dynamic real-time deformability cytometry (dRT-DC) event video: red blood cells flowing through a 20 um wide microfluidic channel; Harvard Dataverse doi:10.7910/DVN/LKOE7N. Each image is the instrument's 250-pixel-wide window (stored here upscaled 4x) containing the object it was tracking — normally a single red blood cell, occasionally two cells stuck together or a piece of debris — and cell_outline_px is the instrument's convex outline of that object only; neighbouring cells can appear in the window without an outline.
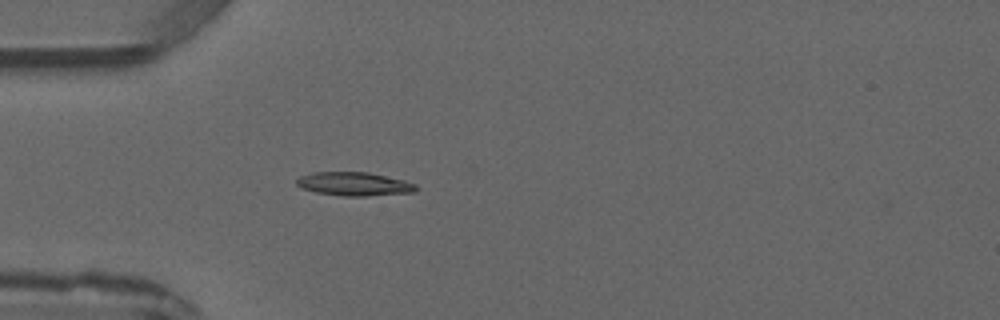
{"species": "common noctule bat (a hibernating species)", "species_latin": "Nyctalus noctula", "temperature_condition": "warm", "stored_images_in_passage": 4, "camera_frame_rate_fps": 3000, "um_per_image_px": 0.085, "animal": {"sex": "male", "forearm_length_mm": 52.5}, "frame": {"image": 1, "passage_image": 4, "time_ms": 3.333, "image_size_px": [1000, 320], "cell_outline_px": [[420, 188], [416, 192], [368, 196], [344, 196], [316, 192], [300, 188], [296, 184], [296, 180], [300, 176], [312, 172], [368, 172], [404, 180], [416, 184]], "centroid_in_image_um": [30.13, 15.64], "position_along_channel_um": 54.9, "area_um2": 16.59}}